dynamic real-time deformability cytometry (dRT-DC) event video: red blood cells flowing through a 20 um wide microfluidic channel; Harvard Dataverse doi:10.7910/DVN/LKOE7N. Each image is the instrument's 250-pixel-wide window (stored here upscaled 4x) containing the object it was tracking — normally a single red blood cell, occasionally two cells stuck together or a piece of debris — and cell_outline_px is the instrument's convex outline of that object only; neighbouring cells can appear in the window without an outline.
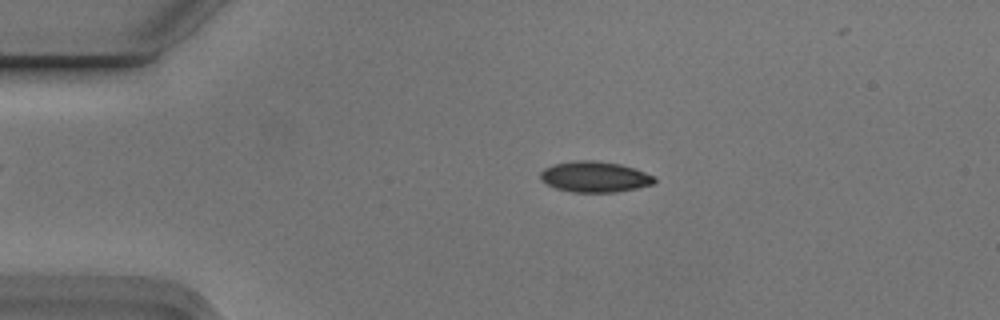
{"species": "Egyptian fruit bat (a non-hibernating species)", "species_latin": "Rousettus aegyptiacus", "temperature_condition": "cold", "stored_images_in_passage": 4, "segment_of_instrument_passage": [1, 2], "camera_frame_rate_fps": 3000, "um_per_image_px": 0.085, "animal": {"sex": "male"}, "frame": {"image": 1, "passage_image": 2, "time_ms": 0.333, "image_size_px": [1000, 320], "cell_outline_px": [[656, 180], [652, 184], [636, 188], [616, 192], [572, 192], [556, 188], [540, 180], [540, 172], [544, 168], [556, 164], [576, 160], [596, 160], [620, 164], [656, 176]], "centroid_in_image_um": [50.54, 15.03], "position_along_channel_um": 34.5, "area_um2": 20.35}}